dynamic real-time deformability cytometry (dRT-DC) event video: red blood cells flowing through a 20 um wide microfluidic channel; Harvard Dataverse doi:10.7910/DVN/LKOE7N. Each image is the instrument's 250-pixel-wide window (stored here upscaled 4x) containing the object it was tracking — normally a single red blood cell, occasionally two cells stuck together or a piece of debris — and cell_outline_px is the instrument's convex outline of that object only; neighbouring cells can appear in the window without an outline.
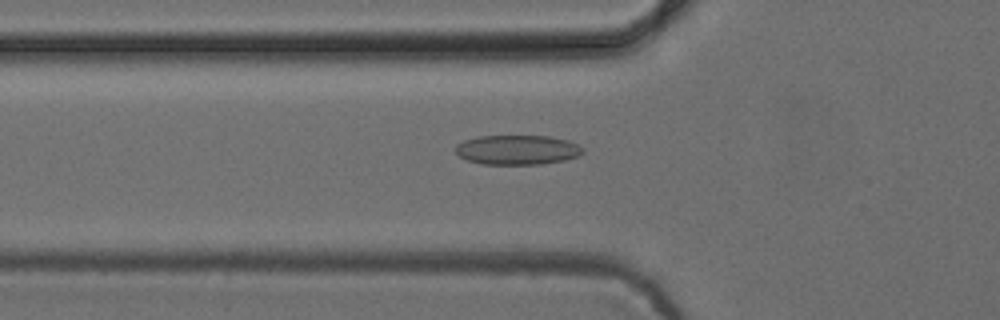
{"species": "common noctule bat (a hibernating species)", "species_latin": "Nyctalus noctula", "temperature_condition": "cold", "stored_images_in_passage": 43, "camera_frame_rate_fps": 3000, "um_per_image_px": 0.085, "animal": {"sex": "female", "body_mass_g": 24.6, "forearm_length_mm": 56.2}, "frame": {"image": 1, "passage_image": 9, "time_ms": 2.667, "image_size_px": [1000, 320], "cell_outline_px": [[584, 152], [580, 156], [564, 160], [540, 164], [480, 164], [468, 160], [460, 156], [456, 152], [456, 144], [464, 140], [480, 136], [548, 136], [568, 140], [584, 148]], "centroid_in_image_um": [43.99, 12.74], "position_along_channel_um": 81.8, "area_um2": 21.96}}
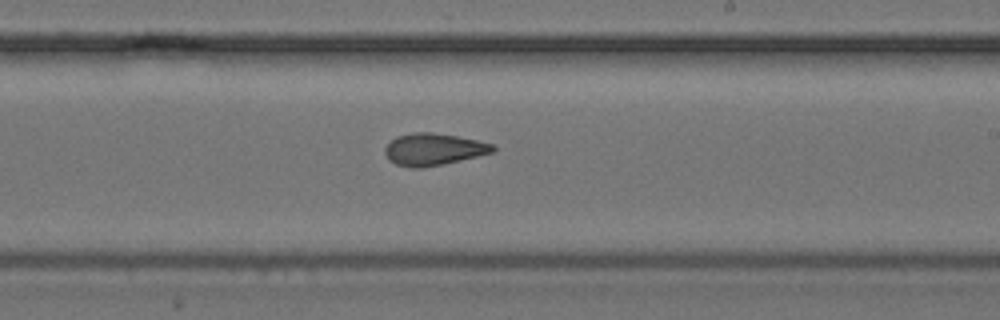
{"frame": {"image": 2, "passage_image": 22, "time_ms": 7.0, "image_size_px": [1000, 320], "cell_outline_px": [[496, 148], [492, 152], [444, 164], [424, 168], [408, 168], [396, 164], [388, 160], [384, 152], [384, 148], [396, 136], [412, 132], [432, 132], [456, 136], [476, 140], [492, 144]], "centroid_in_image_um": [36.79, 12.7], "position_along_channel_um": 252.2, "area_um2": 20.11}}
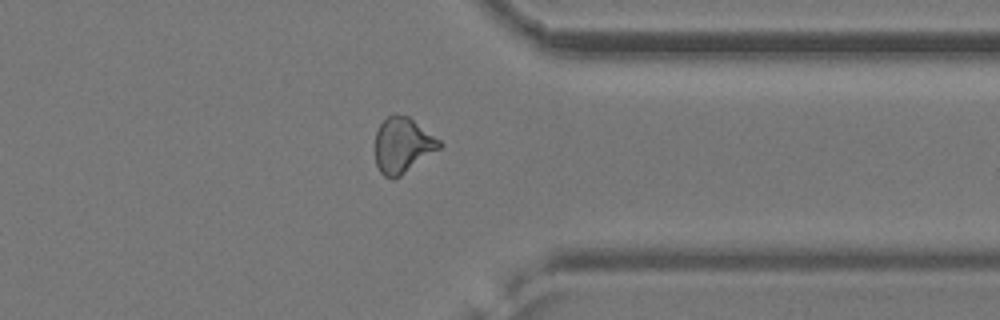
{"frame": {"image": 3, "passage_image": 32, "time_ms": 10.333, "image_size_px": [1000, 320], "cell_outline_px": [[444, 144], [440, 148], [400, 176], [392, 180], [384, 176], [380, 172], [376, 164], [376, 132], [380, 124], [388, 116], [408, 116], [440, 140]], "centroid_in_image_um": [34.22, 12.37], "position_along_channel_um": 377.2, "area_um2": 20.4}, "authors_computed_cell_mechanics": {"area_um2": 20.4034, "velocity_mm_per_s": 3.9048, "shape_relaxation_time_tau1_ms": null, "shape_relaxation_time_tau2_ms": 3.2568, "deformation_change_tau1": null, "deformation_change_tau2": 0.0976}}